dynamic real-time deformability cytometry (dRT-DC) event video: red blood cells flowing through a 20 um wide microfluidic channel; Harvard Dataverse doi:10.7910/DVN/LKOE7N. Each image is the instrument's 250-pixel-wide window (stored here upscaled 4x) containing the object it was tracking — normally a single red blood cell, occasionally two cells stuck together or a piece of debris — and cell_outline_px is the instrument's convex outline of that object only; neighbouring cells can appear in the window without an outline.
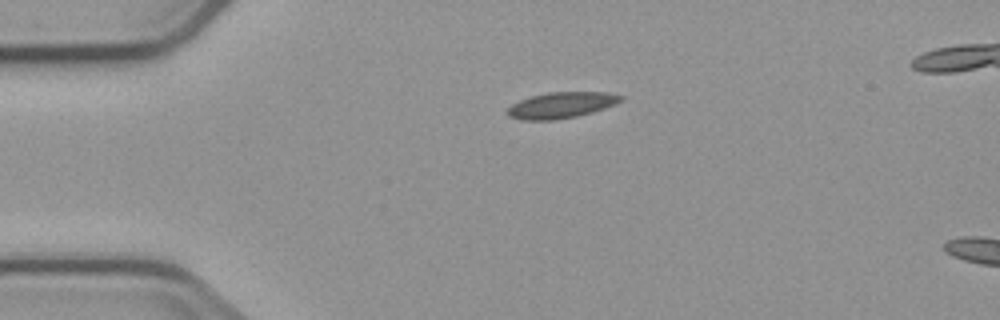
{"species": "common noctule bat (a hibernating species)", "species_latin": "Nyctalus noctula", "temperature_condition": "cold", "stored_images_in_passage": 3, "camera_frame_rate_fps": 3000, "um_per_image_px": 0.085, "animal": {"sex": "male", "body_mass_g": 23.1, "forearm_length_mm": 52.7}, "frame": {"image": 1, "passage_image": 1, "time_ms": 0.0, "image_size_px": [1000, 320], "cell_outline_px": [[624, 100], [616, 104], [592, 112], [576, 116], [556, 120], [520, 120], [508, 116], [508, 108], [512, 104], [520, 100], [532, 96], [548, 92], [608, 92], [624, 96]], "centroid_in_image_um": [47.74, 8.93], "position_along_channel_um": 37.3, "area_um2": 17.22}}